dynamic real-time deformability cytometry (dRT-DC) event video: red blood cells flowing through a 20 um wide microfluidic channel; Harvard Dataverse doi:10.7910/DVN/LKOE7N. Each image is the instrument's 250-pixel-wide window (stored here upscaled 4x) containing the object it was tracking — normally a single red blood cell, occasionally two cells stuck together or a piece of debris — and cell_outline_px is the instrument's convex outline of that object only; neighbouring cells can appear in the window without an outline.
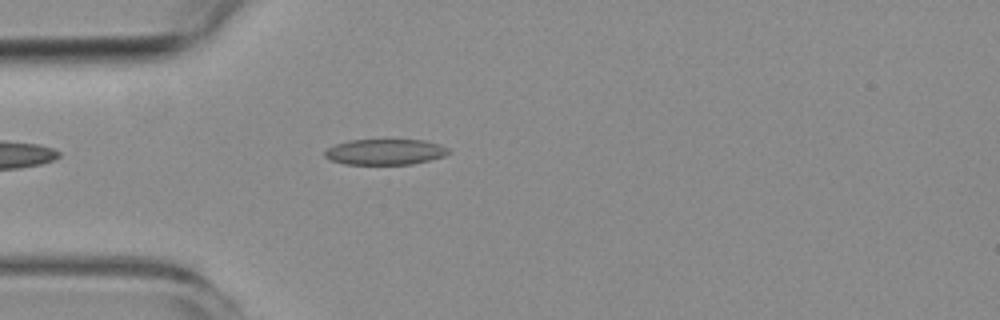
{"species": "common noctule bat (a hibernating species)", "species_latin": "Nyctalus noctula", "temperature_condition": "room temperature", "stored_images_in_passage": 5, "camera_frame_rate_fps": 3000, "um_per_image_px": 0.085, "animal": {"sex": "female", "body_mass_g": 19.3, "forearm_length_mm": 54.1}, "frame": {"image": 1, "passage_image": 5, "time_ms": 4.333, "image_size_px": [1000, 320], "cell_outline_px": [[452, 152], [444, 156], [412, 164], [344, 164], [332, 160], [324, 156], [324, 152], [328, 148], [336, 144], [348, 140], [424, 140], [440, 144], [448, 148]], "centroid_in_image_um": [32.75, 12.91], "position_along_channel_um": 52.2, "area_um2": 18.5}}